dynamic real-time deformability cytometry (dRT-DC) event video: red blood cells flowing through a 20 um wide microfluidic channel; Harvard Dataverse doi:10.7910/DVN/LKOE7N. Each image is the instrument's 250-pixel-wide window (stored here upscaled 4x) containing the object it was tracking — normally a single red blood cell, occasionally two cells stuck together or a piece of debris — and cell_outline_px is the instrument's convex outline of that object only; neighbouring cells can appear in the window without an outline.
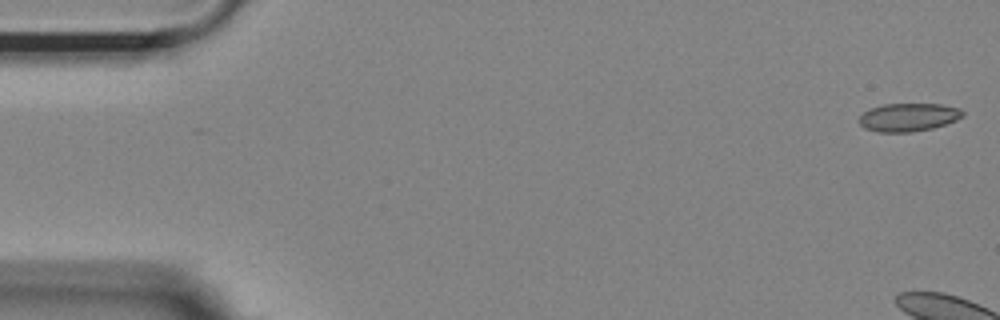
{"species": "Egyptian fruit bat (a non-hibernating species)", "species_latin": "Rousettus aegyptiacus", "temperature_condition": "room temperature", "stored_images_in_passage": 6, "camera_frame_rate_fps": 3000, "um_per_image_px": 0.085, "animal": {"sex": "female"}, "frame": {"image": 1, "passage_image": 1, "time_ms": 0.0, "image_size_px": [1000, 320], "cell_outline_px": [[964, 116], [956, 120], [932, 128], [912, 132], [876, 132], [864, 128], [860, 124], [860, 116], [864, 112], [872, 108], [884, 104], [940, 104], [960, 108], [964, 112]], "centroid_in_image_um": [77.23, 9.97], "position_along_channel_um": 7.8, "area_um2": 16.94}}